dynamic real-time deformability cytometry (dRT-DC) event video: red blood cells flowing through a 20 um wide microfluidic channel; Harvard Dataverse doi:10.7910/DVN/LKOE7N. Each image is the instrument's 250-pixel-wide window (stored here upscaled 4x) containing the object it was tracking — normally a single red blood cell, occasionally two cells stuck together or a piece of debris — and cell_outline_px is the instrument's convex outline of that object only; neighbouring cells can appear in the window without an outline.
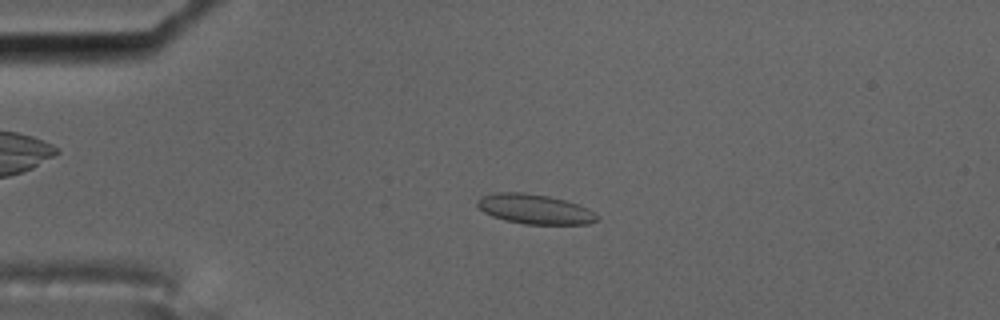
{"species": "common noctule bat (a hibernating species)", "species_latin": "Nyctalus noctula", "temperature_condition": "cold", "stored_images_in_passage": 57, "camera_frame_rate_fps": 3000, "um_per_image_px": 0.085, "animal": {"sex": "male", "body_mass_g": 17.5, "forearm_length_mm": 52.3}, "frame": {"image": 1, "passage_image": 13, "time_ms": 4.0, "image_size_px": [1000, 320], "cell_outline_px": [[600, 220], [588, 224], [524, 224], [504, 220], [492, 216], [484, 212], [476, 204], [476, 200], [480, 196], [496, 192], [524, 192], [548, 196], [564, 200], [588, 208]], "centroid_in_image_um": [45.41, 17.77], "position_along_channel_um": 39.6, "area_um2": 20.75}}
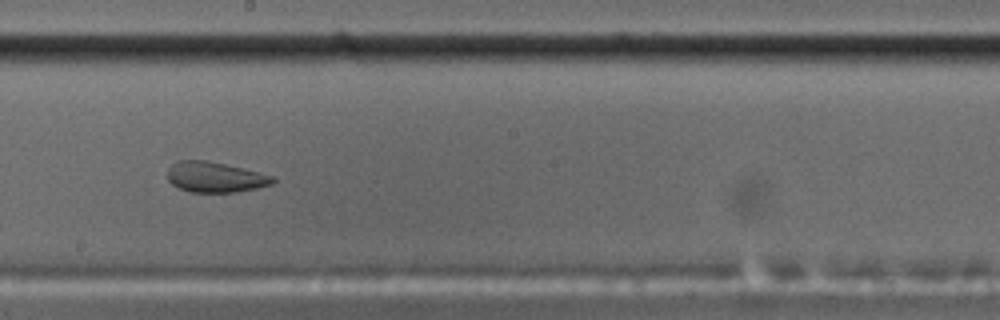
{"frame": {"image": 2, "passage_image": 32, "time_ms": 10.333, "image_size_px": [1000, 320], "cell_outline_px": [[276, 180], [272, 184], [256, 188], [236, 192], [188, 192], [172, 184], [168, 180], [168, 168], [172, 164], [180, 160], [208, 160], [272, 176]], "centroid_in_image_um": [18.24, 15.06], "position_along_channel_um": 230.0, "area_um2": 18.44}}
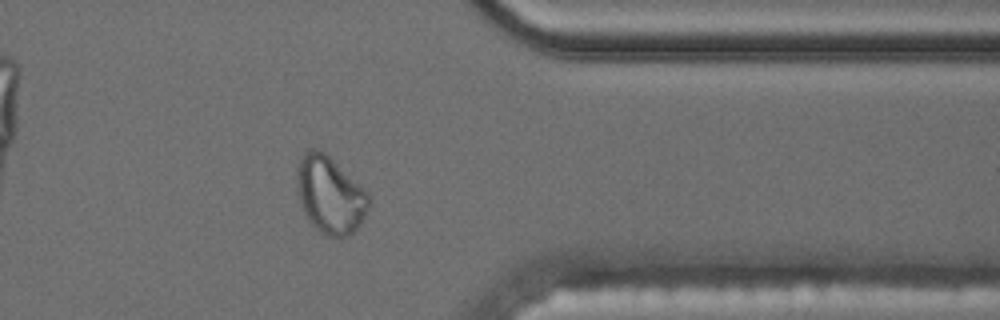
{"frame": {"image": 3, "passage_image": 46, "time_ms": 15.0, "image_size_px": [1000, 320], "cell_outline_px": [[372, 200], [360, 224], [348, 236], [328, 236], [320, 232], [308, 220], [300, 204], [296, 192], [296, 168], [300, 156], [308, 148], [316, 148], [324, 152], [368, 192]], "centroid_in_image_um": [28.01, 16.54], "position_along_channel_um": 383.4, "area_um2": 32.48}, "authors_computed_cell_mechanics": {"area_um2": 20.3456, "velocity_mm_per_s": 3.4921, "shape_relaxation_time_tau1_ms": null, "shape_relaxation_time_tau2_ms": 1.537, "deformation_change_tau1": null, "deformation_change_tau2": 0.0587}}